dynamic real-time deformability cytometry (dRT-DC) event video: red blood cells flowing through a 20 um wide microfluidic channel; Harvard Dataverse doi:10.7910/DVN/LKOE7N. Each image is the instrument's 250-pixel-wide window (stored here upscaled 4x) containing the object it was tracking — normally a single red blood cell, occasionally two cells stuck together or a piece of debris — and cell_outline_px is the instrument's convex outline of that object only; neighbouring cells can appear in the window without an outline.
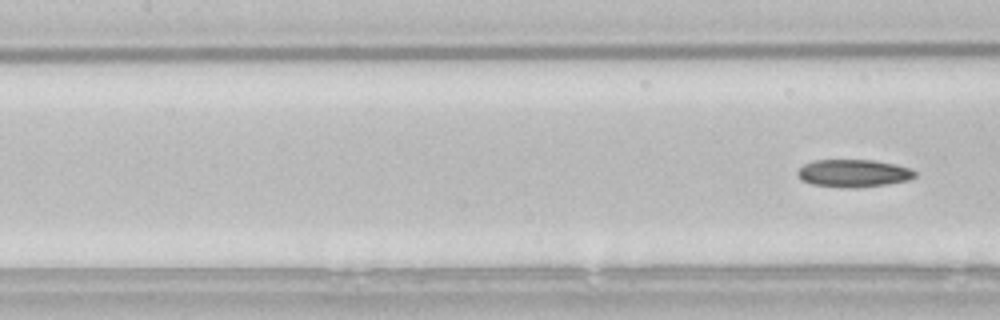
{"species": "common noctule bat (a hibernating species)", "species_latin": "Nyctalus noctula", "temperature_condition": "room temperature", "stored_images_in_passage": 13, "camera_frame_rate_fps": 3000, "um_per_image_px": 0.085, "animal": {"sex": "male", "body_mass_g": 21.5, "forearm_length_mm": 52.0}, "frame": {"image": 1, "passage_image": 13, "time_ms": 4.0, "image_size_px": [1000, 320], "cell_outline_px": [[916, 176], [908, 180], [888, 184], [856, 188], [848, 188], [812, 184], [800, 180], [796, 176], [796, 172], [804, 164], [812, 160], [872, 160], [896, 164], [908, 168], [916, 172]], "centroid_in_image_um": [72.51, 14.73], "position_along_channel_um": 134.9, "area_um2": 19.02}}